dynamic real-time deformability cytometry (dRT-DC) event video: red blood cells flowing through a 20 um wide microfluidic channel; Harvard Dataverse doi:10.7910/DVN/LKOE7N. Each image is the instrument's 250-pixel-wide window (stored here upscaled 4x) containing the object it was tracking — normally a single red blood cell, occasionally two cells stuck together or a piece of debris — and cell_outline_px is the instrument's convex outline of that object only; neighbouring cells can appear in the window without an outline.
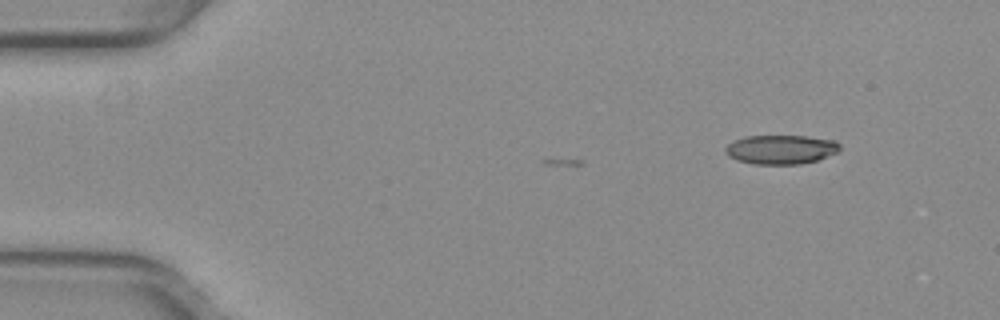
{"species": "common noctule bat (a hibernating species)", "species_latin": "Nyctalus noctula", "temperature_condition": "warm", "stored_images_in_passage": 4, "camera_frame_rate_fps": 3000, "um_per_image_px": 0.085, "animal": {"sex": "female", "body_mass_g": 29.2, "forearm_length_mm": 56.3}, "frame": {"image": 1, "passage_image": 1, "time_ms": 0.0, "image_size_px": [1000, 320], "cell_outline_px": [[840, 148], [836, 152], [816, 160], [800, 164], [756, 164], [736, 160], [728, 156], [724, 152], [724, 148], [732, 140], [748, 136], [808, 136], [836, 140], [840, 144]], "centroid_in_image_um": [66.34, 12.7], "position_along_channel_um": 18.7, "area_um2": 19.48}}